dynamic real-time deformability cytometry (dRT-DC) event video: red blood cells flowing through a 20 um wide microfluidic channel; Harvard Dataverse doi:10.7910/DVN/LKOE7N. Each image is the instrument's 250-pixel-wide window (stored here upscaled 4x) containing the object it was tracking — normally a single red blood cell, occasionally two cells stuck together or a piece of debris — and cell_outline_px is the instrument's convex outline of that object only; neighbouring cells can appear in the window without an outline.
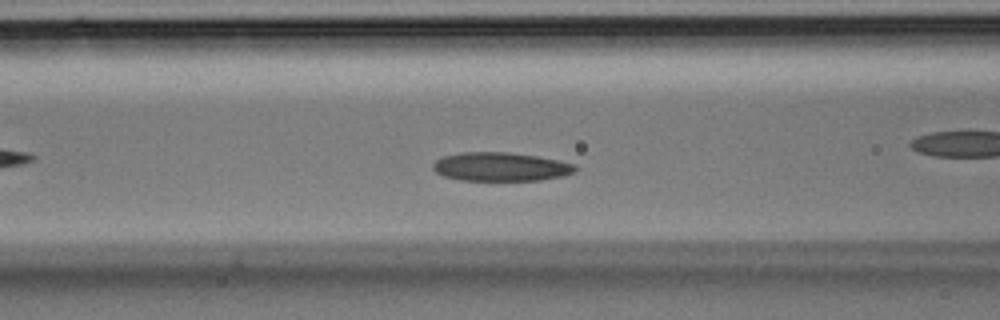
{"species": "Egyptian fruit bat (a non-hibernating species)", "species_latin": "Rousettus aegyptiacus", "temperature_condition": "room temperature", "stored_images_in_passage": 32, "camera_frame_rate_fps": 3000, "um_per_image_px": 0.085, "animal": {"sex": "male"}, "frame": {"image": 1, "passage_image": 10, "time_ms": 3.0, "image_size_px": [1000, 320], "cell_outline_px": [[576, 172], [564, 176], [540, 180], [460, 180], [444, 176], [436, 172], [432, 168], [432, 164], [436, 160], [444, 156], [460, 152], [508, 152], [536, 156], [560, 160], [576, 164]], "centroid_in_image_um": [42.58, 14.17], "position_along_channel_um": 124.0, "area_um2": 23.93}}